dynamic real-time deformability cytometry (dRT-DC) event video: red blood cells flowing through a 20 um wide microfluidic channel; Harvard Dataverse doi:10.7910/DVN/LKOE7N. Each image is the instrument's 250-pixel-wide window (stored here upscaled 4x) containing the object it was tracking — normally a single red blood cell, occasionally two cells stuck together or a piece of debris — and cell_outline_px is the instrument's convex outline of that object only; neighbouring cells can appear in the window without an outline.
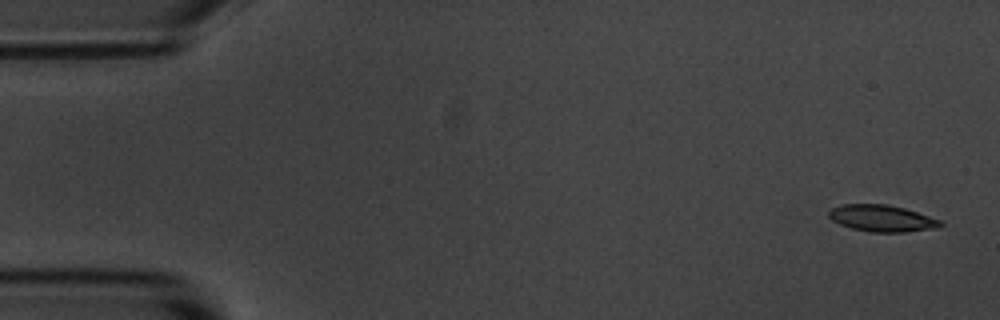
{"species": "common noctule bat (a hibernating species)", "species_latin": "Nyctalus noctula", "temperature_condition": "room temperature", "stored_images_in_passage": 6, "segment_of_instrument_passage": [1, 2], "camera_frame_rate_fps": 3000, "um_per_image_px": 0.085, "animal": {"sex": "male", "body_mass_g": 20.1, "forearm_length_mm": 53.5}, "frame": {"image": 1, "passage_image": 1, "time_ms": 0.0, "image_size_px": [1000, 320], "cell_outline_px": [[944, 224], [940, 228], [904, 232], [868, 232], [852, 228], [840, 224], [832, 220], [828, 216], [828, 212], [832, 208], [844, 204], [888, 204], [904, 208], [940, 220]], "centroid_in_image_um": [74.97, 18.56], "position_along_channel_um": 10.0, "area_um2": 17.34}}